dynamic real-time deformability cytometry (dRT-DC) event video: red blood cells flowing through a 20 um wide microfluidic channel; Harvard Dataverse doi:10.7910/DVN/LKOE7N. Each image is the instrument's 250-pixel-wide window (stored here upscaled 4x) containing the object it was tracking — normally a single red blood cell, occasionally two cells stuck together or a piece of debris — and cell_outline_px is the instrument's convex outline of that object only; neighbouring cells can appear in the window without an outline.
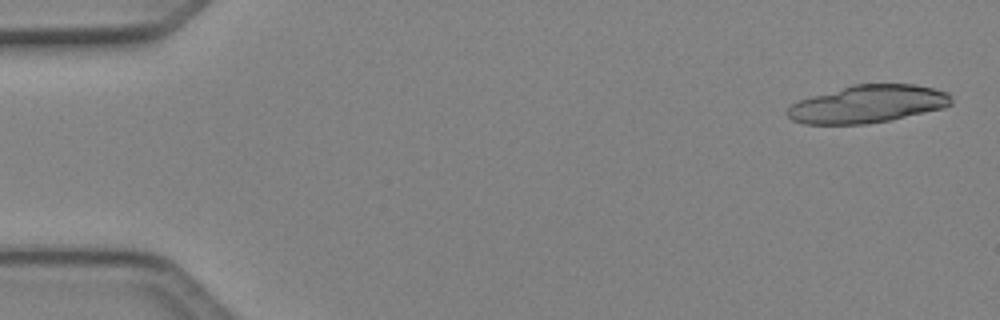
{"species": "Egyptian fruit bat (a non-hibernating species)", "species_latin": "Rousettus aegyptiacus", "temperature_condition": "cold", "stored_images_in_passage": 8, "camera_frame_rate_fps": 3000, "um_per_image_px": 0.085, "animal": {"sex": "female"}, "frame": {"image": 1, "passage_image": 1, "time_ms": 0.0, "image_size_px": [1000, 320], "cell_outline_px": [[952, 104], [944, 108], [892, 120], [864, 124], [804, 124], [792, 120], [784, 112], [792, 104], [800, 100], [812, 96], [852, 84], [912, 84], [932, 88], [948, 92], [952, 100]], "centroid_in_image_um": [73.76, 8.85], "position_along_channel_um": 11.2, "area_um2": 36.01}}
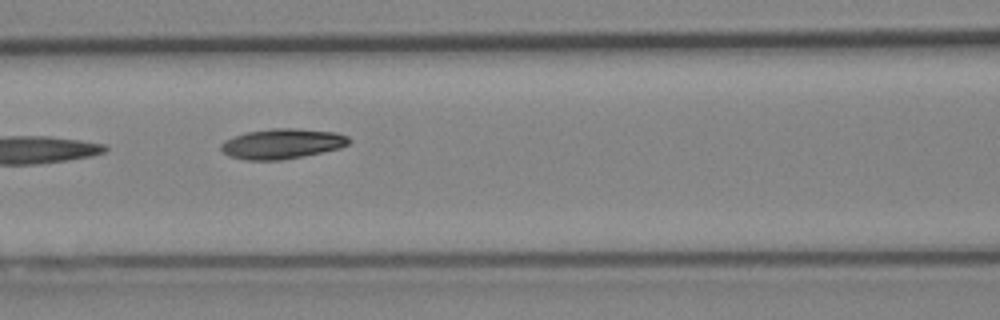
{"frame": {"image": 2, "passage_image": 6, "time_ms": 1.667, "image_size_px": [1000, 320], "cell_outline_px": [[352, 140], [348, 144], [340, 148], [304, 156], [280, 160], [248, 160], [228, 156], [220, 148], [220, 144], [224, 140], [244, 132], [272, 128], [296, 128], [336, 132], [348, 136]], "centroid_in_image_um": [23.98, 12.21], "position_along_channel_um": 142.6, "area_um2": 22.66}}
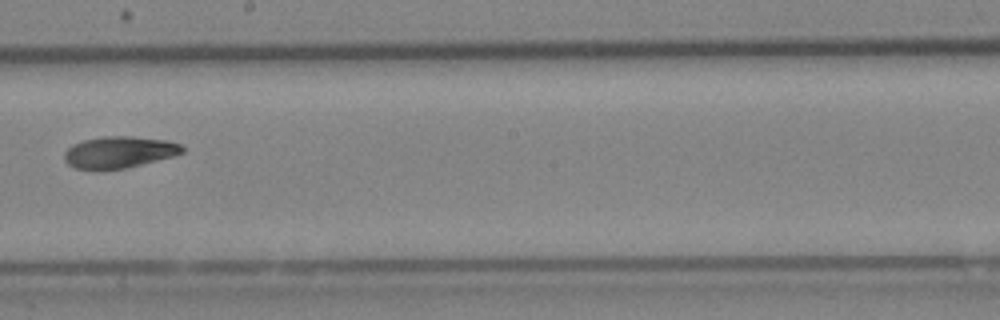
{"frame": {"image": 3, "passage_image": 8, "time_ms": 2.333, "image_size_px": [1000, 320], "cell_outline_px": [[184, 152], [172, 156], [124, 168], [76, 168], [68, 164], [64, 160], [64, 152], [72, 144], [84, 140], [104, 136], [132, 136], [164, 140], [180, 144], [184, 148]], "centroid_in_image_um": [10.11, 12.91], "position_along_channel_um": 238.1, "area_um2": 21.21}}